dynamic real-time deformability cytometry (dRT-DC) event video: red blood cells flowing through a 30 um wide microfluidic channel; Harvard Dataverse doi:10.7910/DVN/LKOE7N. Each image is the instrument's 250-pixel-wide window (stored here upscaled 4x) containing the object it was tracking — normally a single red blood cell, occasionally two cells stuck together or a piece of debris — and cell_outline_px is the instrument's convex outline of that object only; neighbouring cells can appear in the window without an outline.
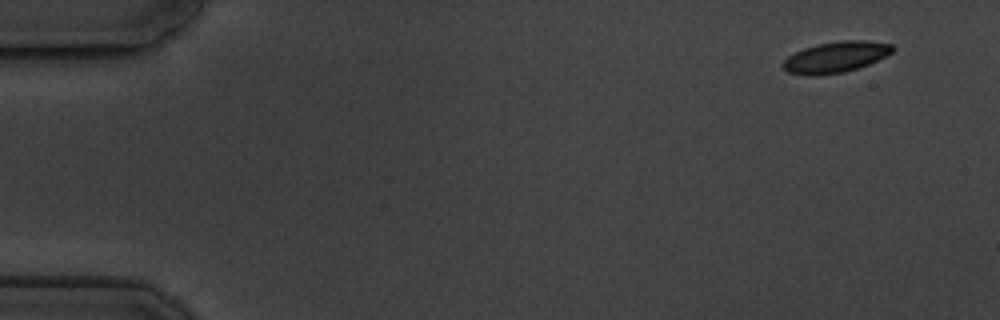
{"species": "common noctule bat (a hibernating species)", "species_latin": "Nyctalus noctula", "temperature_condition": "cold", "stored_images_in_passage": 3, "camera_frame_rate_fps": 3000, "um_per_image_px": 0.085, "animal": {"sex": "male", "body_mass_g": 19.5, "forearm_length_mm": 54.6}, "frame": {"image": 1, "passage_image": 1, "time_ms": 0.0, "image_size_px": [1000, 320], "cell_outline_px": [[896, 48], [892, 52], [868, 64], [844, 72], [816, 76], [812, 76], [788, 72], [780, 64], [788, 56], [804, 48], [816, 44], [840, 40], [868, 40], [892, 44]], "centroid_in_image_um": [71.03, 4.84], "position_along_channel_um": 14.0, "area_um2": 19.77}}